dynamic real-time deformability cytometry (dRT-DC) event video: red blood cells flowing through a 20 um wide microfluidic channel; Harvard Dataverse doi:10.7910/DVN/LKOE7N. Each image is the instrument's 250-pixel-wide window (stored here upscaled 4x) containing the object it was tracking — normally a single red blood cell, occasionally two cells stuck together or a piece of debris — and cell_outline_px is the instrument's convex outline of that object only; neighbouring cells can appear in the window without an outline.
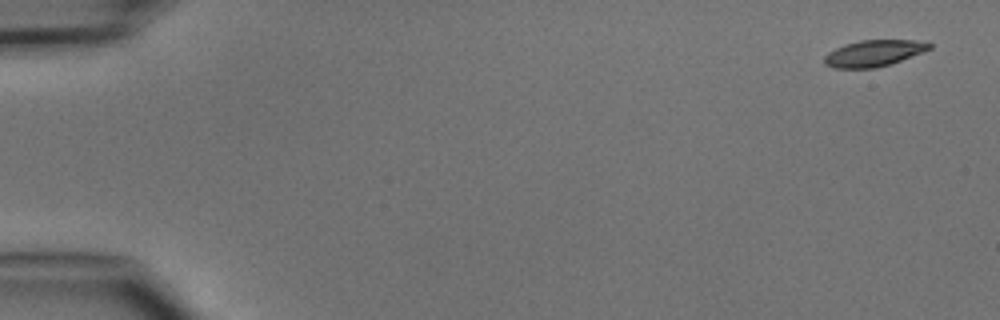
{"species": "common noctule bat (a hibernating species)", "species_latin": "Nyctalus noctula", "temperature_condition": "cold", "stored_images_in_passage": 4, "camera_frame_rate_fps": 3000, "um_per_image_px": 0.085, "animal": {"sex": "male", "body_mass_g": 15.6}, "frame": {"image": 1, "passage_image": 1, "time_ms": 0.0, "image_size_px": [1000, 320], "cell_outline_px": [[932, 48], [924, 52], [876, 68], [836, 68], [824, 64], [824, 56], [828, 52], [844, 44], [860, 40], [928, 40], [932, 44]], "centroid_in_image_um": [74.31, 4.51], "position_along_channel_um": 10.7, "area_um2": 16.24}}
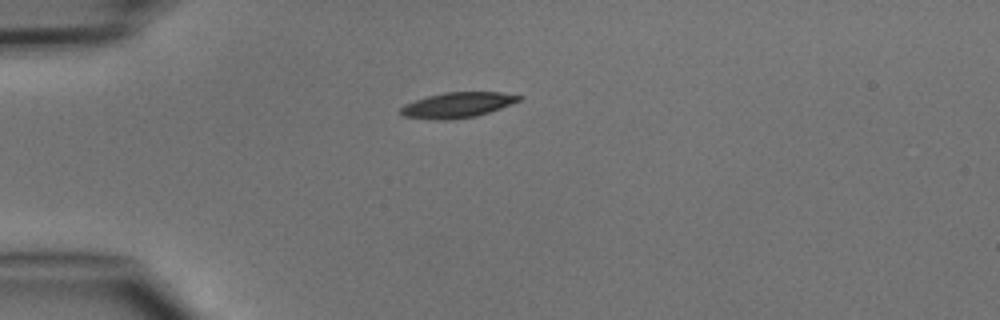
{"frame": {"image": 2, "passage_image": 4, "time_ms": 3.667, "image_size_px": [1000, 320], "cell_outline_px": [[524, 96], [520, 100], [512, 104], [476, 116], [452, 120], [436, 120], [404, 116], [400, 112], [400, 108], [404, 104], [428, 96], [444, 92], [500, 92]], "centroid_in_image_um": [38.89, 8.92], "position_along_channel_um": 46.1, "area_um2": 17.46}}